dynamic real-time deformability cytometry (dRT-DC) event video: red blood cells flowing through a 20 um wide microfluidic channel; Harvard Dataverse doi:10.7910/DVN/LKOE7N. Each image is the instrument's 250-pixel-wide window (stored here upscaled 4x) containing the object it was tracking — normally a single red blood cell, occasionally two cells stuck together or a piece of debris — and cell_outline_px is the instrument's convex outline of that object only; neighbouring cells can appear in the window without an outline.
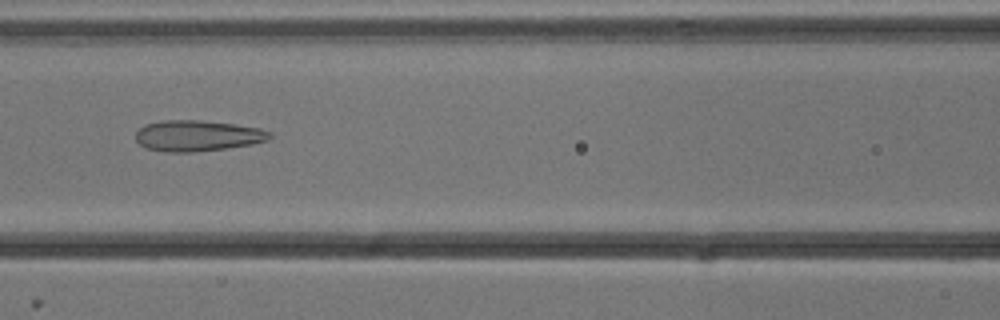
{"species": "common noctule bat (a hibernating species)", "species_latin": "Nyctalus noctula", "temperature_condition": "cold", "stored_images_in_passage": 53, "camera_frame_rate_fps": 3000, "um_per_image_px": 0.085, "animal": {"sex": "male", "body_mass_g": 13.3}, "frame": {"image": 1, "passage_image": 23, "time_ms": 7.333, "image_size_px": [1000, 320], "cell_outline_px": [[272, 136], [268, 140], [252, 144], [228, 148], [192, 152], [168, 152], [148, 148], [140, 144], [136, 140], [136, 132], [144, 124], [164, 120], [200, 120], [232, 124], [260, 128], [272, 132]], "centroid_in_image_um": [16.8, 11.53], "position_along_channel_um": 149.8, "area_um2": 24.1}}
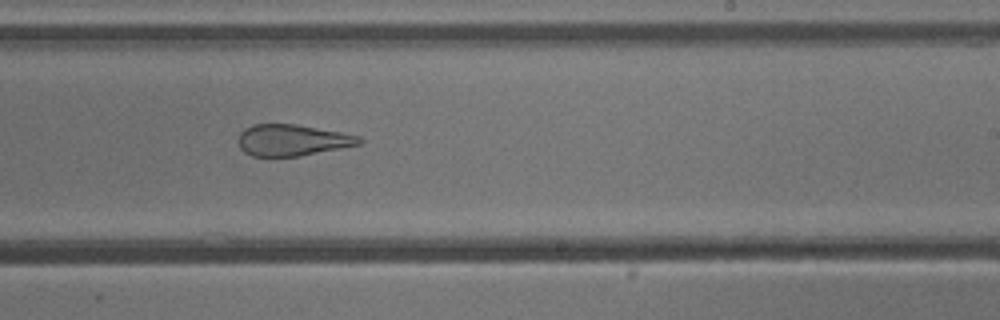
{"frame": {"image": 2, "passage_image": 32, "time_ms": 10.333, "image_size_px": [1000, 320], "cell_outline_px": [[364, 140], [360, 144], [300, 156], [252, 156], [244, 152], [240, 148], [240, 132], [244, 128], [252, 124], [296, 124], [340, 132], [360, 136]], "centroid_in_image_um": [24.84, 11.91], "position_along_channel_um": 264.2, "area_um2": 21.96}}
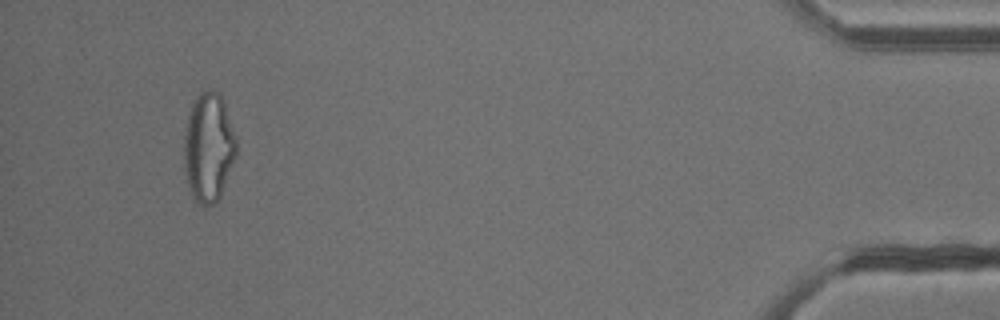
{"frame": {"image": 3, "passage_image": 50, "time_ms": 16.333, "image_size_px": [1000, 320], "cell_outline_px": [[236, 156], [220, 196], [212, 204], [204, 208], [192, 200], [184, 172], [184, 136], [188, 116], [192, 100], [204, 88], [208, 88], [220, 92], [224, 100], [236, 136]], "centroid_in_image_um": [17.71, 12.5], "position_along_channel_um": 417.5, "area_um2": 33.99}}